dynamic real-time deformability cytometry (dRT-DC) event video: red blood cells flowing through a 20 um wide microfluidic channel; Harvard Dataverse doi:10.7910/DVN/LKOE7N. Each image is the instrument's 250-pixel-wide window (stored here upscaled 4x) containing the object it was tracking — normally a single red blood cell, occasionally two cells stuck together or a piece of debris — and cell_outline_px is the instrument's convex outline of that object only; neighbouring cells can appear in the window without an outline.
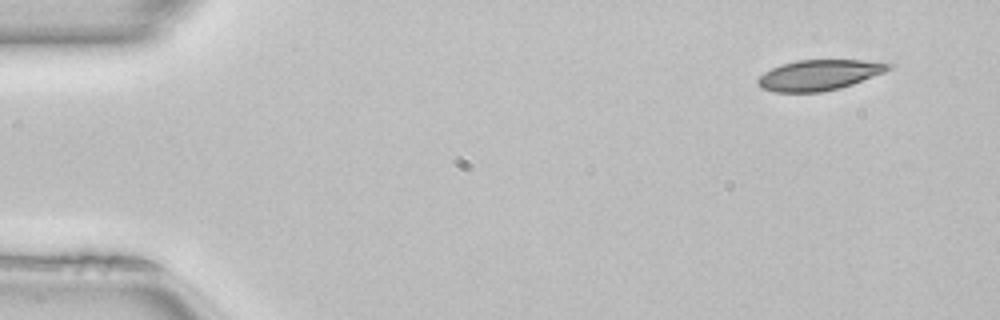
{"species": "common noctule bat (a hibernating species)", "species_latin": "Nyctalus noctula", "temperature_condition": "room temperature", "stored_images_in_passage": 47, "camera_frame_rate_fps": 3000, "um_per_image_px": 0.085, "animal": {"sex": "female", "body_mass_g": 22.7, "forearm_length_mm": 54.2}, "frame": {"image": 1, "passage_image": 1, "time_ms": 0.0, "image_size_px": [1000, 320], "cell_outline_px": [[892, 68], [884, 72], [852, 84], [840, 88], [820, 92], [776, 92], [760, 88], [756, 84], [756, 80], [764, 72], [780, 64], [796, 60], [860, 60], [892, 64]], "centroid_in_image_um": [69.56, 6.38], "position_along_channel_um": 15.4, "area_um2": 23.18}}
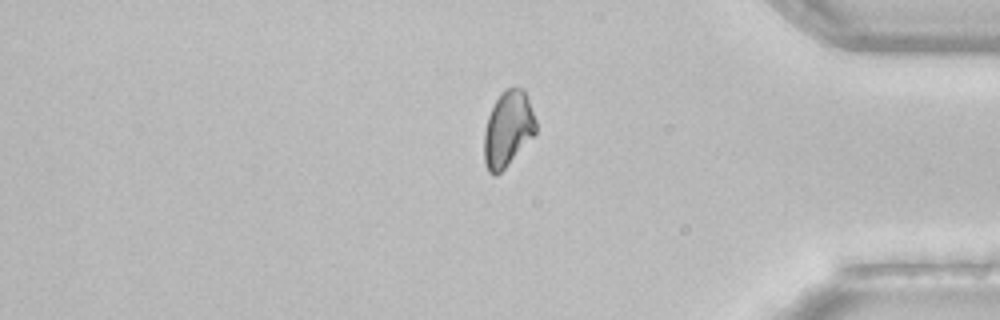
{"frame": {"image": 2, "passage_image": 39, "time_ms": 12.667, "image_size_px": [1000, 320], "cell_outline_px": [[536, 132], [508, 164], [496, 176], [492, 176], [488, 172], [484, 160], [484, 132], [488, 116], [496, 100], [508, 88], [524, 88], [536, 120]], "centroid_in_image_um": [43.16, 10.98], "position_along_channel_um": 392.0, "area_um2": 22.43}}
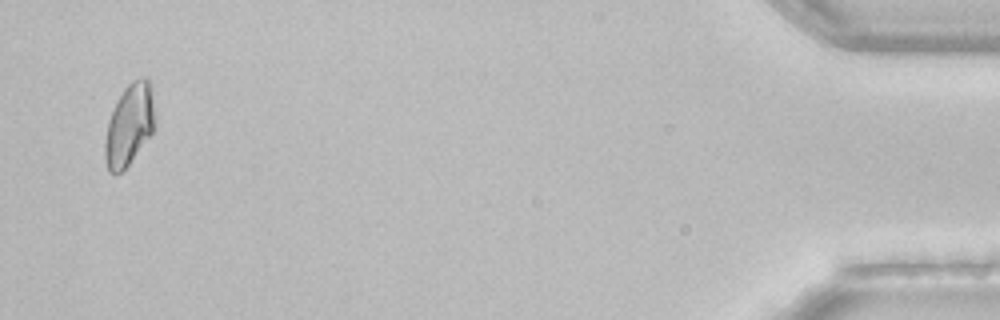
{"frame": {"image": 3, "passage_image": 46, "time_ms": 15.0, "image_size_px": [1000, 320], "cell_outline_px": [[156, 124], [152, 132], [128, 164], [120, 172], [108, 172], [104, 160], [104, 144], [108, 120], [124, 88], [132, 80], [144, 76], [148, 80], [156, 116]], "centroid_in_image_um": [10.98, 10.61], "position_along_channel_um": 424.2, "area_um2": 23.41}, "authors_computed_cell_mechanics": {"area_um2": 23.698, "velocity_mm_per_s": 4.0566, "shape_relaxation_time_tau1_ms": 7.2863, "shape_relaxation_time_tau2_ms": null, "deformation_change_tau1": 0.1527, "deformation_change_tau2": null}}